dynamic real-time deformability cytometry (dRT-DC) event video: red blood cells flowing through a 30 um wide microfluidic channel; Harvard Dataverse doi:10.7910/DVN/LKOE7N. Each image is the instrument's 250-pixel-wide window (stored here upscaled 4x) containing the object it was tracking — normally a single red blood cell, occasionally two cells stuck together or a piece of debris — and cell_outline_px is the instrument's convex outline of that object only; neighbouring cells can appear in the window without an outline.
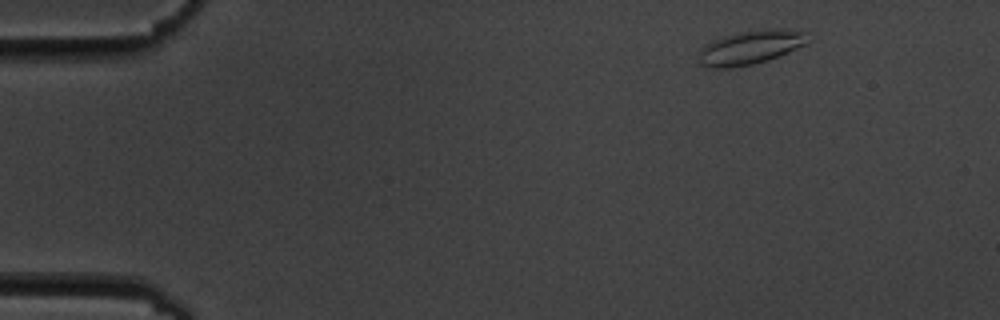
{"species": "common noctule bat (a hibernating species)", "species_latin": "Nyctalus noctula", "temperature_condition": "cold", "stored_images_in_passage": 5, "camera_frame_rate_fps": 3000, "um_per_image_px": 0.085, "animal": {"sex": "male", "body_mass_g": 19.5, "forearm_length_mm": 54.6}, "frame": {"image": 1, "passage_image": 1, "time_ms": 0.0, "image_size_px": [1000, 320], "cell_outline_px": [[804, 44], [788, 52], [768, 60], [752, 64], [732, 68], [704, 68], [700, 64], [700, 48], [704, 44], [712, 40], [724, 36], [740, 32], [784, 28], [804, 32]], "centroid_in_image_um": [63.68, 4.05], "position_along_channel_um": 21.3, "area_um2": 21.15}}
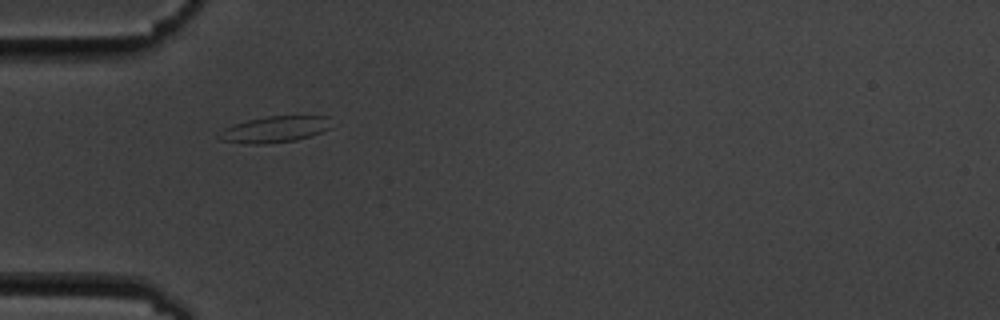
{"frame": {"image": 2, "passage_image": 4, "time_ms": 3.667, "image_size_px": [1000, 320], "cell_outline_px": [[332, 128], [312, 136], [296, 140], [260, 144], [248, 144], [220, 140], [216, 136], [224, 128], [232, 124], [264, 116], [328, 116]], "centroid_in_image_um": [23.35, 10.99], "position_along_channel_um": 61.7, "area_um2": 17.34}}
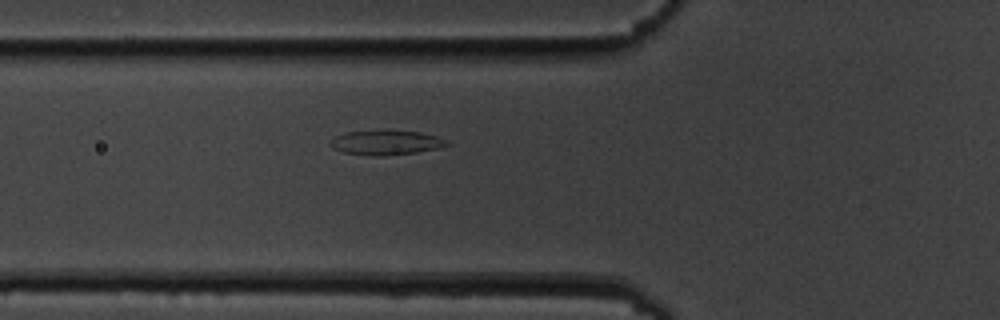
{"frame": {"image": 3, "passage_image": 5, "time_ms": 4.667, "image_size_px": [1000, 320], "cell_outline_px": [[448, 144], [436, 148], [416, 152], [388, 156], [376, 156], [344, 152], [332, 148], [328, 144], [336, 136], [348, 132], [376, 128], [420, 132], [436, 136], [448, 140]], "centroid_in_image_um": [32.78, 12.09], "position_along_channel_um": 93.0, "area_um2": 17.05}}